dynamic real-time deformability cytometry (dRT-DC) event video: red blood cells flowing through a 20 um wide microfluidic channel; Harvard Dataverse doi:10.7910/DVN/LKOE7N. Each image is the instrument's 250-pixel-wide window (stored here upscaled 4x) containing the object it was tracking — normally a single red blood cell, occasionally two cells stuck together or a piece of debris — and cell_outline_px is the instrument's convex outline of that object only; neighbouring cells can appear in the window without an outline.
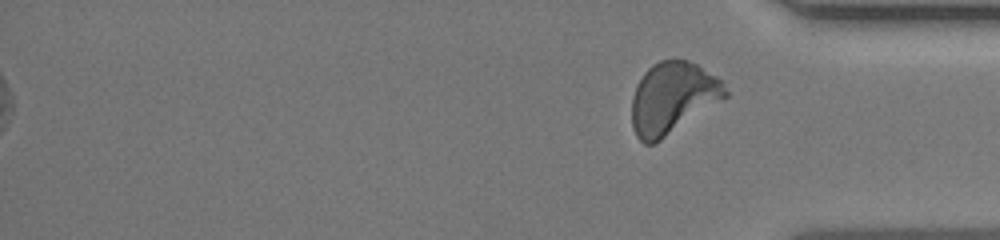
{"species": "human", "species_latin": "Homo sapiens", "temperature_condition": "room temperature", "stored_images_in_passage": 26, "segment_of_instrument_passage": [2, 2], "camera_frame_rate_fps": 3000, "um_per_image_px": 0.085, "donor": {"sex": "female"}, "frame": {"image": 1, "passage_image": 26, "time_ms": 14.333, "image_size_px": [1000, 240], "cell_outline_px": [[728, 96], [660, 140], [652, 144], [644, 144], [636, 136], [632, 128], [632, 96], [636, 84], [644, 72], [652, 64], [660, 60], [688, 60], [696, 64], [724, 80], [728, 92]], "centroid_in_image_um": [57.17, 8.31], "position_along_channel_um": 378.0, "area_um2": 39.02}}